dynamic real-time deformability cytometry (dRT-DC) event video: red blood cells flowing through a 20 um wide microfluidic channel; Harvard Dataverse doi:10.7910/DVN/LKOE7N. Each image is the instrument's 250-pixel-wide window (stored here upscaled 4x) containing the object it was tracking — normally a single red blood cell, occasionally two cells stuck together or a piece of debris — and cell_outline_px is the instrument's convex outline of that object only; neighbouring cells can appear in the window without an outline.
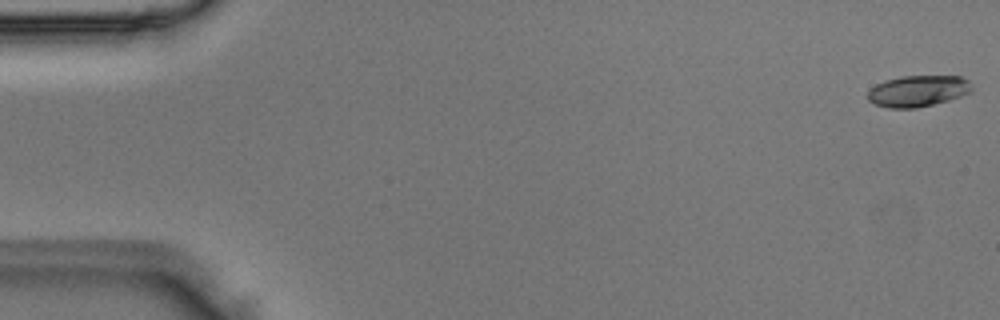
{"species": "Egyptian fruit bat (a non-hibernating species)", "species_latin": "Rousettus aegyptiacus", "temperature_condition": "room temperature", "stored_images_in_passage": 4, "camera_frame_rate_fps": 3000, "um_per_image_px": 0.085, "animal": {"sex": "male"}, "frame": {"image": 1, "passage_image": 1, "time_ms": 0.0, "image_size_px": [1000, 320], "cell_outline_px": [[972, 92], [948, 100], [916, 108], [888, 108], [876, 104], [868, 100], [868, 92], [876, 84], [884, 80], [900, 76], [960, 76], [968, 80], [972, 88]], "centroid_in_image_um": [78.02, 7.73], "position_along_channel_um": 7.0, "area_um2": 18.9}}